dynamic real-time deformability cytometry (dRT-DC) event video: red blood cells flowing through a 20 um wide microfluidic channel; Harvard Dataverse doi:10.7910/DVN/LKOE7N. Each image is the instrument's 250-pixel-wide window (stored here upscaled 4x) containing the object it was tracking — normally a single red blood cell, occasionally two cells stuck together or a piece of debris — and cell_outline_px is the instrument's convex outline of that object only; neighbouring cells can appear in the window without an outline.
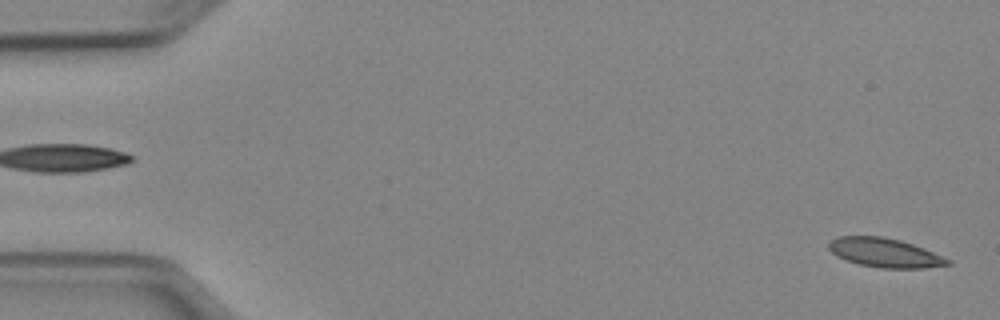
{"species": "Egyptian fruit bat (a non-hibernating species)", "species_latin": "Rousettus aegyptiacus", "temperature_condition": "cold", "stored_images_in_passage": 51, "camera_frame_rate_fps": 3000, "um_per_image_px": 0.085, "animal": {"sex": "female"}, "frame": {"image": 1, "passage_image": 1, "time_ms": 0.0, "image_size_px": [1000, 320], "cell_outline_px": [[952, 264], [924, 268], [884, 268], [860, 264], [848, 260], [832, 252], [828, 248], [828, 244], [836, 236], [880, 236], [900, 240], [924, 248], [952, 260]], "centroid_in_image_um": [75.25, 21.47], "position_along_channel_um": 9.7, "area_um2": 19.94}}
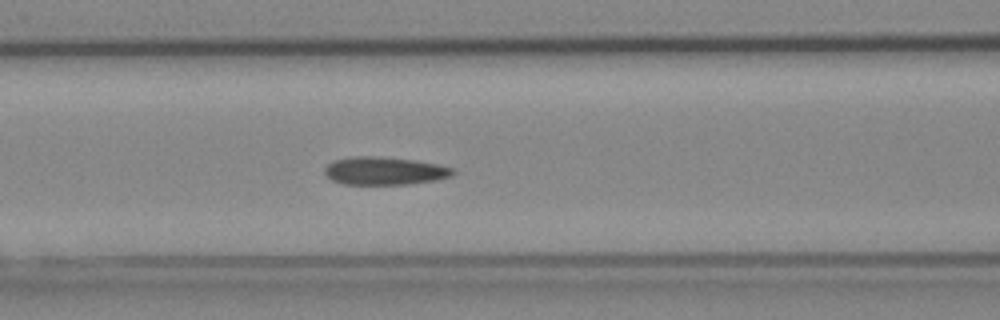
{"frame": {"image": 2, "passage_image": 21, "time_ms": 6.667, "image_size_px": [1000, 320], "cell_outline_px": [[456, 172], [452, 176], [436, 180], [408, 184], [344, 184], [332, 180], [324, 172], [324, 168], [332, 160], [352, 156], [376, 156], [416, 160], [440, 164], [456, 168]], "centroid_in_image_um": [32.73, 14.51], "position_along_channel_um": 133.9, "area_um2": 21.15}}
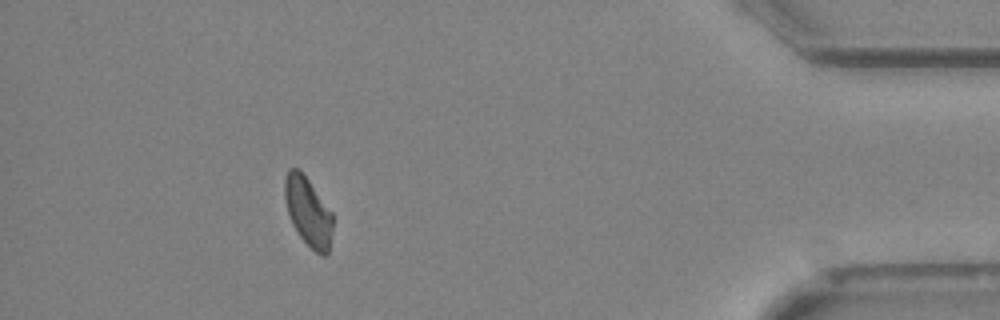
{"frame": {"image": 3, "passage_image": 46, "time_ms": 15.0, "image_size_px": [1000, 320], "cell_outline_px": [[332, 228], [328, 256], [320, 256], [300, 236], [292, 224], [288, 212], [284, 196], [284, 180], [288, 168], [300, 168], [332, 212]], "centroid_in_image_um": [26.18, 17.97], "position_along_channel_um": 409.0, "area_um2": 19.31}, "authors_computed_cell_mechanics": {"area_um2": 20.519, "velocity_mm_per_s": 3.9242, "shape_relaxation_time_tau1_ms": null, "shape_relaxation_time_tau2_ms": 5.2461, "deformation_change_tau1": null, "deformation_change_tau2": 0.0952}}